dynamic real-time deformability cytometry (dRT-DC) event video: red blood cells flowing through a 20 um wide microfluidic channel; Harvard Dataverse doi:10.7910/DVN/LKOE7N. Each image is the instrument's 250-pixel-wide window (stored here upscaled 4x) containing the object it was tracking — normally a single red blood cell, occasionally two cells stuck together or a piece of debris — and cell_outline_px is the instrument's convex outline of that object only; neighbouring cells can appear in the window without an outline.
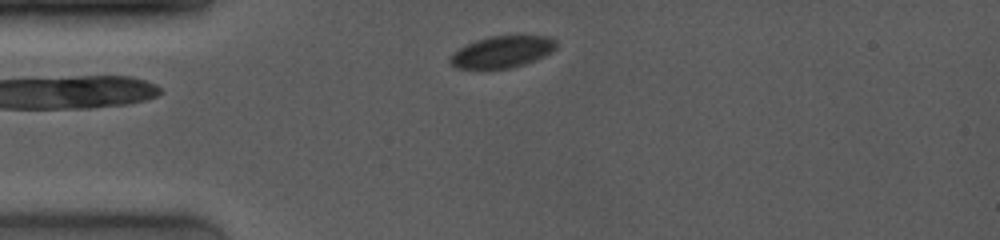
{"species": "common noctule bat (a hibernating species)", "species_latin": "Nyctalus noctula", "temperature_condition": "room temperature", "stored_images_in_passage": 47, "camera_frame_rate_fps": 4000, "um_per_image_px": 0.085, "animal": {"sex": "female", "body_mass_g": 19.0, "forearm_length_mm": 53.3}, "frame": {"image": 1, "passage_image": 3, "time_ms": 0.5, "image_size_px": [1000, 240], "cell_outline_px": [[556, 48], [552, 52], [544, 56], [524, 64], [512, 68], [456, 68], [448, 60], [448, 56], [460, 48], [476, 40], [488, 36], [516, 32], [520, 32], [548, 36], [556, 40]], "centroid_in_image_um": [42.74, 4.34], "position_along_channel_um": 42.3, "area_um2": 20.4}}
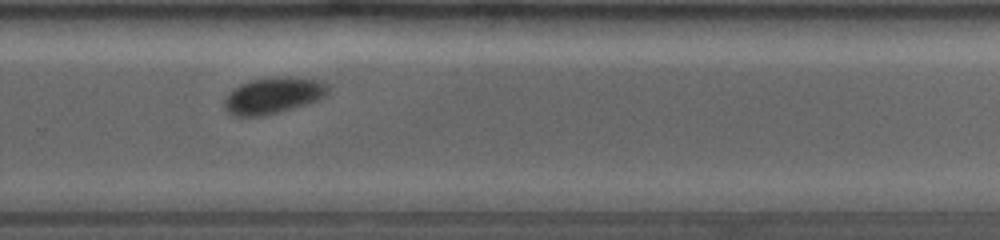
{"frame": {"image": 2, "passage_image": 32, "time_ms": 7.75, "image_size_px": [1000, 240], "cell_outline_px": [[328, 92], [324, 96], [316, 100], [292, 108], [264, 116], [232, 116], [224, 108], [224, 100], [228, 92], [240, 84], [252, 80], [276, 76], [292, 76], [324, 80], [328, 84]], "centroid_in_image_um": [23.21, 8.09], "position_along_channel_um": 306.6, "area_um2": 22.14}}
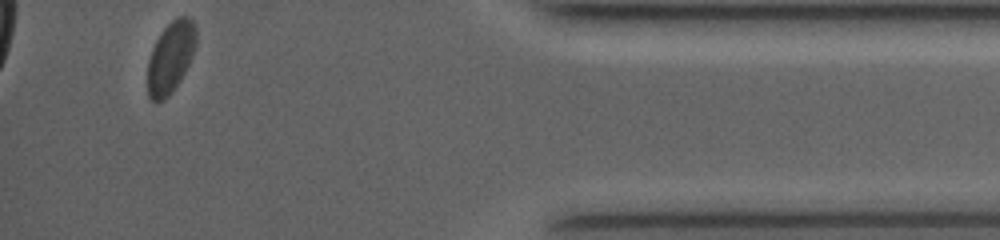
{"frame": {"image": 3, "passage_image": 47, "time_ms": 11.5, "image_size_px": [1000, 240], "cell_outline_px": [[196, 44], [188, 64], [184, 72], [172, 92], [168, 96], [160, 100], [152, 100], [148, 96], [148, 60], [152, 48], [160, 32], [176, 16], [188, 16], [196, 24]], "centroid_in_image_um": [14.5, 4.81], "position_along_channel_um": 420.7, "area_um2": 20.0}, "authors_computed_cell_mechanics": {"area_um2": 21.386, "velocity_mm_per_s": 3.971, "shape_relaxation_time_tau1_ms": 1.1083, "shape_relaxation_time_tau2_ms": null, "deformation_change_tau1": 0.0416, "deformation_change_tau2": null}}